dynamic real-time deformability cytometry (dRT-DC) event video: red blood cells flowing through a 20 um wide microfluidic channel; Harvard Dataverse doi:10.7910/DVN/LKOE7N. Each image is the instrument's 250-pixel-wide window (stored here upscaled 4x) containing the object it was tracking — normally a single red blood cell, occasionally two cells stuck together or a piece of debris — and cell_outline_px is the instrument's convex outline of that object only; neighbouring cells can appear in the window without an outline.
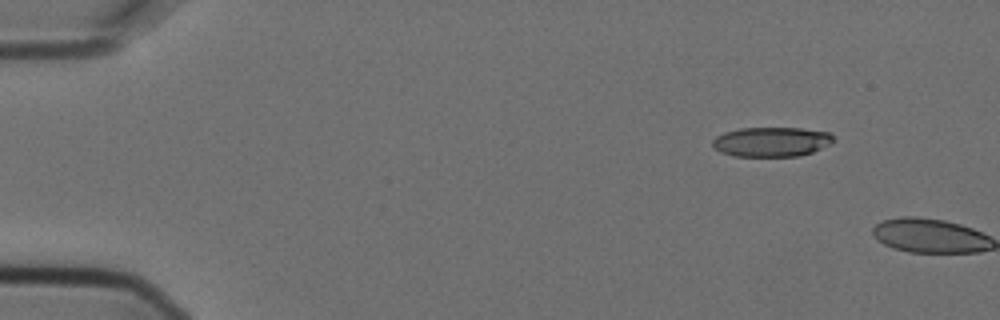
{"species": "Egyptian fruit bat (a non-hibernating species)", "species_latin": "Rousettus aegyptiacus", "temperature_condition": "cold", "stored_images_in_passage": 2, "camera_frame_rate_fps": 3000, "um_per_image_px": 0.085, "animal": {"sex": "female"}, "frame": {"image": 1, "passage_image": 1, "time_ms": 0.0, "image_size_px": [1000, 320], "cell_outline_px": [[832, 140], [828, 144], [812, 152], [800, 156], [732, 156], [720, 152], [712, 144], [712, 140], [716, 136], [724, 132], [740, 128], [800, 128], [828, 132], [832, 136]], "centroid_in_image_um": [65.52, 12.05], "position_along_channel_um": 19.5, "area_um2": 20.69}}